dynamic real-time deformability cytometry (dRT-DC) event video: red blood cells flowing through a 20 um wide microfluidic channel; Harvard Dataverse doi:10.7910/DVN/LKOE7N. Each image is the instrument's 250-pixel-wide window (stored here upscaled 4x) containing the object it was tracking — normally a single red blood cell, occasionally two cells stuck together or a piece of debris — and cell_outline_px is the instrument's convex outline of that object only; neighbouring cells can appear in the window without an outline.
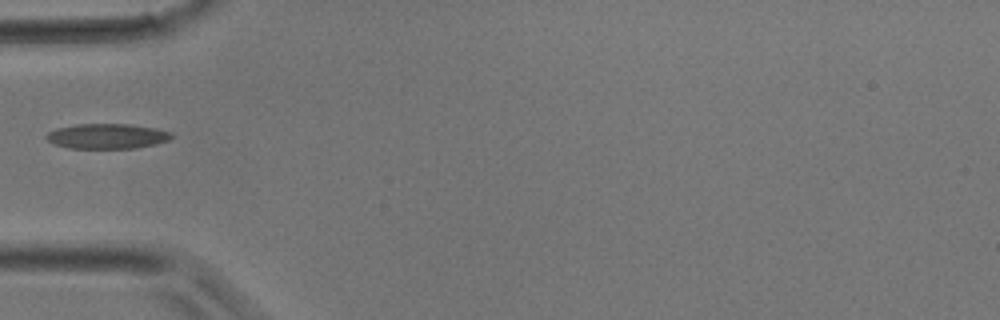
{"species": "common noctule bat (a hibernating species)", "species_latin": "Nyctalus noctula", "temperature_condition": "room temperature", "stored_images_in_passage": 25, "camera_frame_rate_fps": 3000, "um_per_image_px": 0.085, "animal": {"sex": "male", "body_mass_g": 17.9}, "frame": {"image": 1, "passage_image": 1, "time_ms": 0.0, "image_size_px": [1000, 320], "cell_outline_px": [[172, 136], [168, 140], [156, 144], [136, 148], [68, 148], [56, 144], [48, 140], [44, 136], [48, 132], [56, 128], [76, 124], [128, 124], [156, 128], [172, 132]], "centroid_in_image_um": [9.1, 11.57], "position_along_channel_um": 75.9, "area_um2": 18.26}}
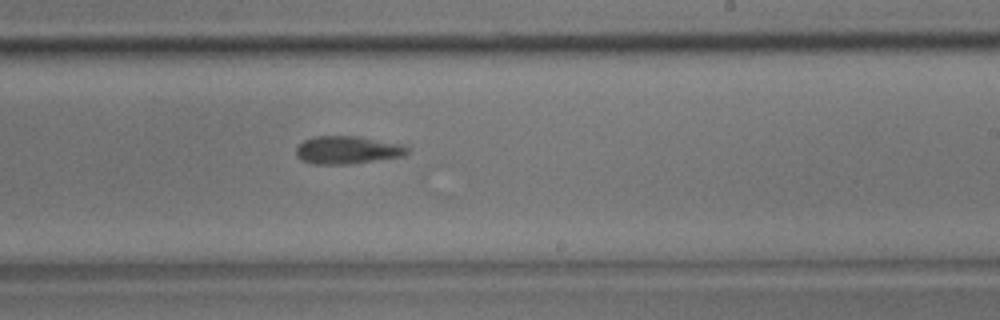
{"frame": {"image": 2, "passage_image": 11, "time_ms": 3.333, "image_size_px": [1000, 320], "cell_outline_px": [[412, 148], [404, 156], [352, 164], [312, 164], [300, 160], [296, 156], [296, 148], [304, 140], [316, 136], [360, 136], [404, 144]], "centroid_in_image_um": [29.58, 12.75], "position_along_channel_um": 259.4, "area_um2": 18.44}}
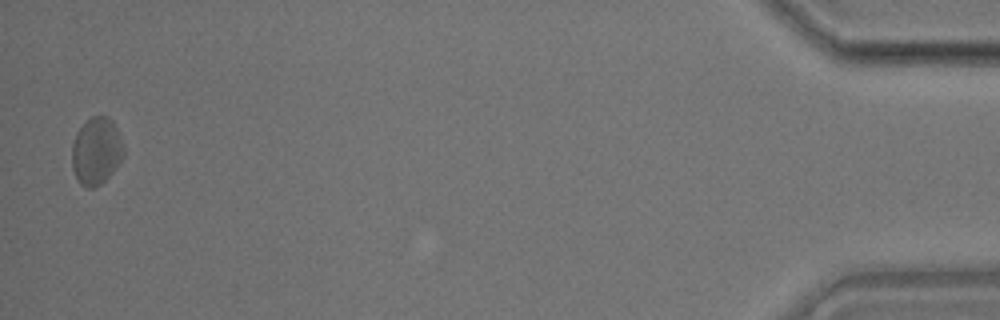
{"frame": {"image": 3, "passage_image": 25, "time_ms": 8.0, "image_size_px": [1000, 320], "cell_outline_px": [[124, 156], [116, 168], [100, 184], [92, 188], [88, 188], [80, 184], [76, 180], [72, 168], [72, 144], [76, 132], [92, 116], [108, 116], [112, 120], [116, 128], [124, 148]], "centroid_in_image_um": [8.17, 12.85], "position_along_channel_um": 427.0, "area_um2": 20.23}}